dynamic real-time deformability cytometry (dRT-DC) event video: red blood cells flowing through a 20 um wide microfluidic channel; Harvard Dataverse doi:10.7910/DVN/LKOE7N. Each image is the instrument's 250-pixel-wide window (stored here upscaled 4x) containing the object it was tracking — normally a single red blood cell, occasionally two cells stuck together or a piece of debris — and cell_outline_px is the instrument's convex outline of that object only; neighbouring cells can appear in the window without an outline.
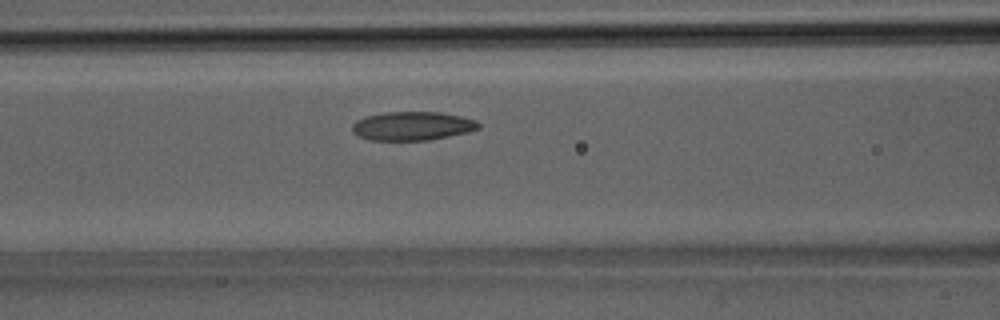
{"species": "Egyptian fruit bat (a non-hibernating species)", "species_latin": "Rousettus aegyptiacus", "temperature_condition": "room temperature", "stored_images_in_passage": 33, "camera_frame_rate_fps": 3000, "um_per_image_px": 0.085, "animal": {"sex": "male"}, "frame": {"image": 1, "passage_image": 11, "time_ms": 3.333, "image_size_px": [1000, 320], "cell_outline_px": [[480, 128], [468, 132], [428, 140], [368, 140], [352, 132], [352, 124], [356, 120], [364, 116], [388, 112], [440, 112], [460, 116], [476, 120], [480, 124]], "centroid_in_image_um": [35.04, 10.7], "position_along_channel_um": 131.6, "area_um2": 21.15}}
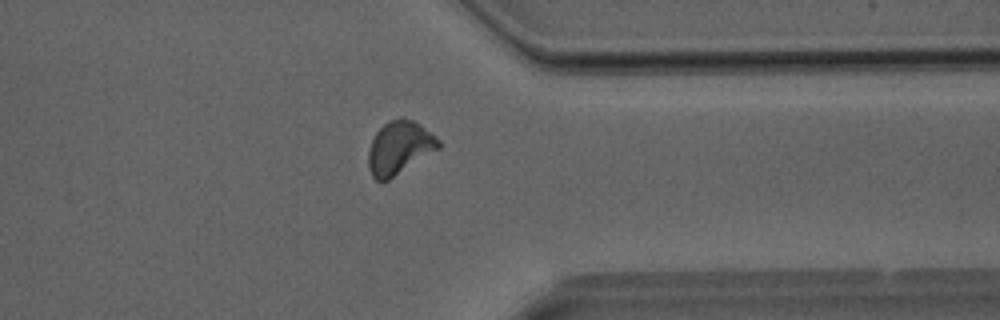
{"frame": {"image": 2, "passage_image": 25, "time_ms": 8.0, "image_size_px": [1000, 320], "cell_outline_px": [[440, 148], [388, 180], [376, 180], [372, 176], [368, 168], [368, 152], [372, 140], [376, 132], [388, 120], [400, 116], [412, 120], [420, 124], [436, 136], [440, 140]], "centroid_in_image_um": [33.95, 12.53], "position_along_channel_um": 377.5, "area_um2": 21.73}}
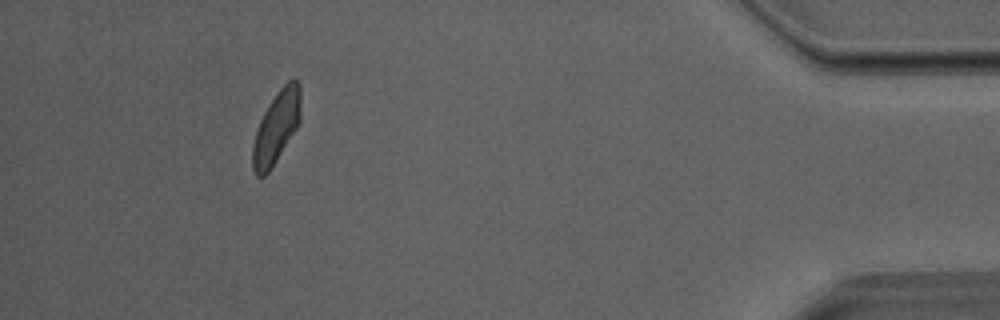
{"frame": {"image": 3, "passage_image": 30, "time_ms": 9.667, "image_size_px": [1000, 320], "cell_outline_px": [[300, 120], [296, 128], [276, 160], [268, 172], [264, 176], [256, 176], [252, 168], [252, 144], [260, 120], [264, 112], [280, 88], [288, 80], [296, 80], [300, 84]], "centroid_in_image_um": [23.48, 10.82], "position_along_channel_um": 411.7, "area_um2": 19.77}}